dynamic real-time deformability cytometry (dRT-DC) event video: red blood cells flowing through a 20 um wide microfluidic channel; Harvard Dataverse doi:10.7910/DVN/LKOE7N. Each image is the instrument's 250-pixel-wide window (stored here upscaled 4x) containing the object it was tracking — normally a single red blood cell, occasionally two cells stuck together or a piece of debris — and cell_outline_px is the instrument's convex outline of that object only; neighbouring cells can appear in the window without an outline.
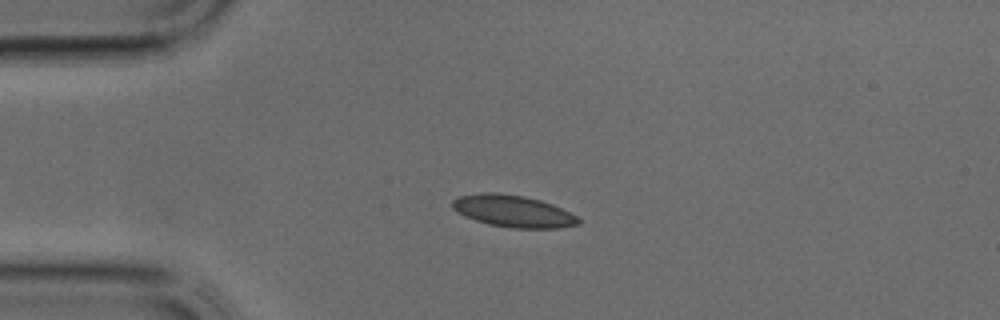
{"species": "common noctule bat (a hibernating species)", "species_latin": "Nyctalus noctula", "temperature_condition": "cold", "stored_images_in_passage": 26, "camera_frame_rate_fps": 3000, "um_per_image_px": 0.085, "animal": {"sex": "male", "body_mass_g": 17.9, "forearm_length_mm": 54.2}, "frame": {"image": 1, "passage_image": 1, "time_ms": 0.0, "image_size_px": [1000, 320], "cell_outline_px": [[580, 224], [556, 228], [512, 228], [488, 224], [464, 216], [456, 212], [452, 208], [452, 200], [460, 196], [480, 192], [496, 192], [524, 196], [540, 200], [552, 204], [576, 216], [580, 220]], "centroid_in_image_um": [43.57, 17.94], "position_along_channel_um": 41.4, "area_um2": 23.41}}
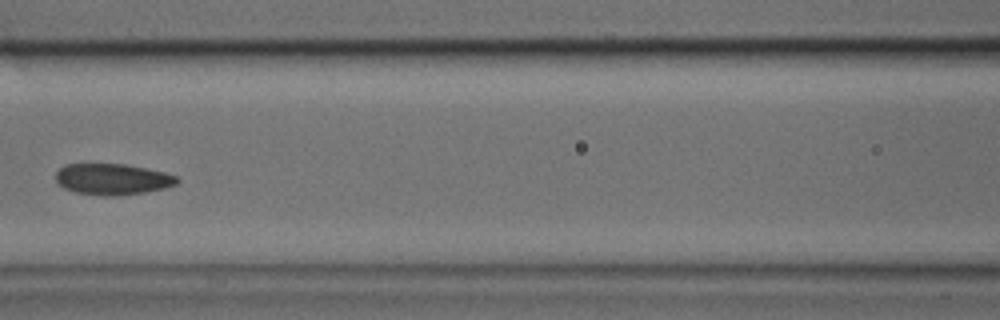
{"frame": {"image": 2, "passage_image": 9, "time_ms": 2.667, "image_size_px": [1000, 320], "cell_outline_px": [[180, 180], [176, 184], [164, 188], [144, 192], [112, 196], [104, 196], [76, 192], [64, 188], [56, 180], [56, 172], [64, 164], [124, 164], [164, 172], [176, 176]], "centroid_in_image_um": [9.55, 15.23], "position_along_channel_um": 157.1, "area_um2": 21.79}}
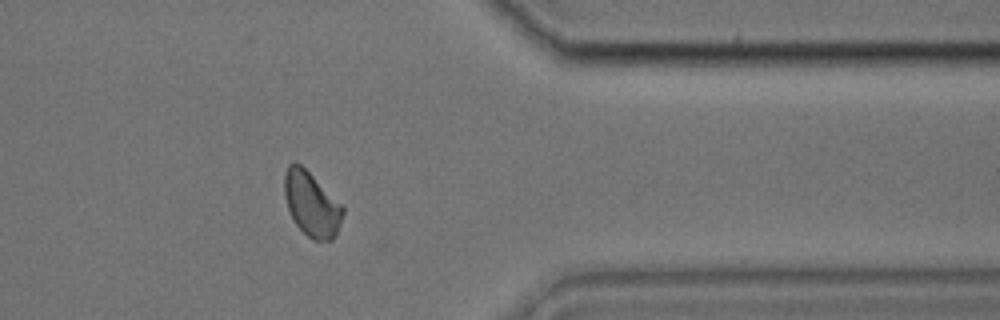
{"frame": {"image": 3, "passage_image": 23, "time_ms": 7.333, "image_size_px": [1000, 320], "cell_outline_px": [[344, 212], [340, 224], [332, 240], [312, 240], [292, 220], [284, 196], [284, 176], [288, 164], [296, 160], [344, 208]], "centroid_in_image_um": [26.44, 17.35], "position_along_channel_um": 385.0, "area_um2": 21.56}}